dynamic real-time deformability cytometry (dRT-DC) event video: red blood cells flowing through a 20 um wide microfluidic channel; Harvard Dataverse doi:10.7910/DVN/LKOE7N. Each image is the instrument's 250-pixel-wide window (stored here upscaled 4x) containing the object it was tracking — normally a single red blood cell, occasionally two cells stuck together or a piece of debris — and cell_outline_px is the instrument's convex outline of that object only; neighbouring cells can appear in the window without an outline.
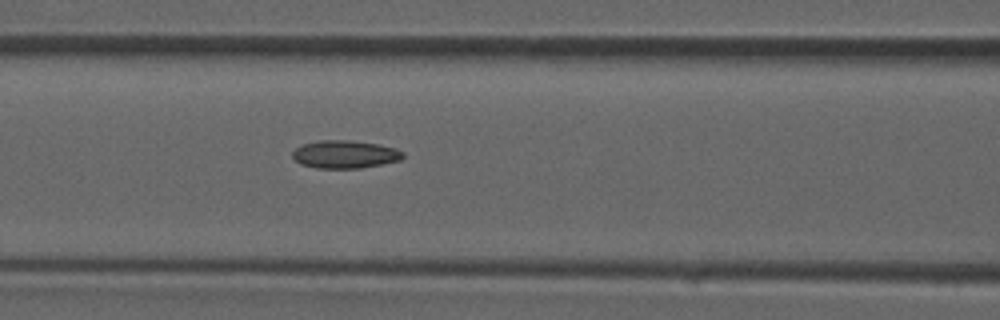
{"species": "common noctule bat (a hibernating species)", "species_latin": "Nyctalus noctula", "temperature_condition": "room temperature", "stored_images_in_passage": 20, "camera_frame_rate_fps": 3000, "um_per_image_px": 0.085, "animal": {"sex": "male", "forearm_length_mm": 52.5}, "frame": {"image": 1, "passage_image": 14, "time_ms": 4.333, "image_size_px": [1000, 320], "cell_outline_px": [[404, 156], [400, 160], [360, 168], [316, 168], [300, 164], [292, 156], [292, 152], [296, 148], [304, 144], [320, 140], [348, 140], [376, 144], [396, 148], [404, 152]], "centroid_in_image_um": [29.31, 13.12], "position_along_channel_um": 137.3, "area_um2": 17.8}}
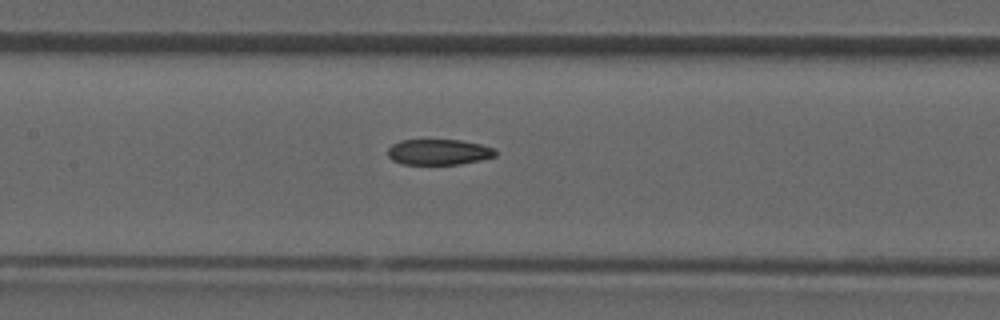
{"frame": {"image": 2, "passage_image": 16, "time_ms": 5.0, "image_size_px": [1000, 320], "cell_outline_px": [[496, 156], [480, 160], [460, 164], [400, 164], [392, 160], [388, 156], [388, 148], [392, 144], [400, 140], [460, 140], [480, 144], [496, 148]], "centroid_in_image_um": [37.29, 12.92], "position_along_channel_um": 170.1, "area_um2": 16.18}}